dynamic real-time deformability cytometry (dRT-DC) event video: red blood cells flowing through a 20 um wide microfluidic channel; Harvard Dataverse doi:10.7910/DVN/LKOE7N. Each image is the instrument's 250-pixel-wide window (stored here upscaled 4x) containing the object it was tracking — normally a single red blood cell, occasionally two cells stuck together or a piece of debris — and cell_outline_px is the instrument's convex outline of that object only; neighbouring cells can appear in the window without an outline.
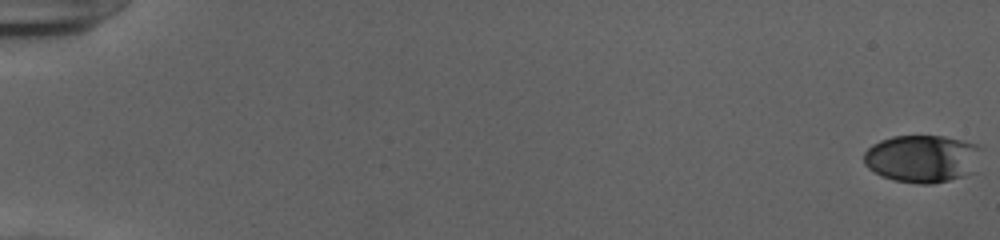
{"species": "human", "species_latin": "Homo sapiens", "temperature_condition": "cold", "stored_images_in_passage": 54, "camera_frame_rate_fps": 3000, "um_per_image_px": 0.085, "donor": {"sex": "female"}, "frame": {"image": 1, "passage_image": 1, "time_ms": 0.0, "image_size_px": [1000, 240], "cell_outline_px": [[984, 148], [976, 172], [964, 176], [932, 184], [920, 184], [896, 180], [884, 176], [868, 168], [864, 164], [864, 152], [872, 144], [880, 140], [892, 136], [944, 136], [976, 144]], "centroid_in_image_um": [78.46, 13.48], "position_along_channel_um": 6.5, "area_um2": 32.95}}
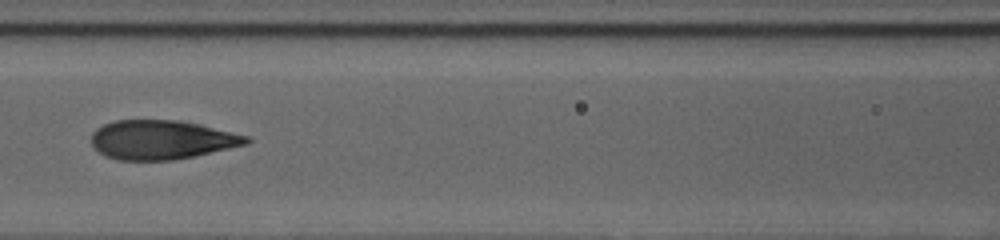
{"frame": {"image": 2, "passage_image": 27, "time_ms": 8.667, "image_size_px": [1000, 240], "cell_outline_px": [[252, 140], [248, 144], [196, 156], [176, 160], [116, 160], [100, 152], [92, 144], [92, 132], [96, 128], [104, 124], [116, 120], [176, 120], [196, 124], [248, 136]], "centroid_in_image_um": [13.74, 11.89], "position_along_channel_um": 152.9, "area_um2": 35.14}}
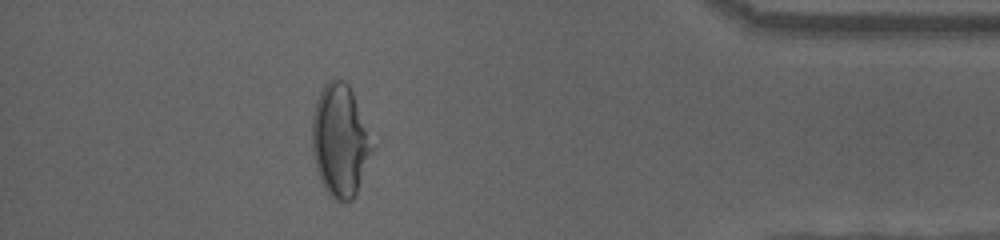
{"frame": {"image": 3, "passage_image": 49, "time_ms": 16.0, "image_size_px": [1000, 240], "cell_outline_px": [[376, 144], [356, 192], [352, 200], [336, 200], [324, 188], [320, 180], [316, 168], [312, 152], [312, 116], [316, 100], [324, 84], [328, 80], [344, 80], [348, 84], [352, 92]], "centroid_in_image_um": [28.92, 11.93], "position_along_channel_um": 406.3, "area_um2": 39.42}, "authors_computed_cell_mechanics": {"area_um2": 34.9979, "velocity_mm_per_s": 3.9511, "shape_relaxation_time_tau1_ms": 4.8962, "shape_relaxation_time_tau2_ms": 0.6654, "deformation_change_tau1": 0.2044, "deformation_change_tau2": 0.0576}}